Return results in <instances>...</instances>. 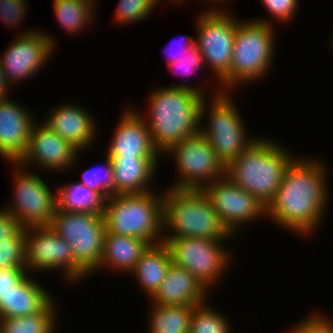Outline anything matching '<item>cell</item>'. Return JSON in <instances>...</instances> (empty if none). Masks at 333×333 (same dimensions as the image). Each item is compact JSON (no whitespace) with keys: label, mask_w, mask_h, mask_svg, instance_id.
<instances>
[{"label":"cell","mask_w":333,"mask_h":333,"mask_svg":"<svg viewBox=\"0 0 333 333\" xmlns=\"http://www.w3.org/2000/svg\"><path fill=\"white\" fill-rule=\"evenodd\" d=\"M324 166L320 160L295 158L266 208V215L282 228L302 236L315 231L322 222L329 200Z\"/></svg>","instance_id":"cell-1"},{"label":"cell","mask_w":333,"mask_h":333,"mask_svg":"<svg viewBox=\"0 0 333 333\" xmlns=\"http://www.w3.org/2000/svg\"><path fill=\"white\" fill-rule=\"evenodd\" d=\"M202 87L172 85L158 88L148 97L149 119H145L153 144L160 154L184 138L200 131L207 96Z\"/></svg>","instance_id":"cell-2"},{"label":"cell","mask_w":333,"mask_h":333,"mask_svg":"<svg viewBox=\"0 0 333 333\" xmlns=\"http://www.w3.org/2000/svg\"><path fill=\"white\" fill-rule=\"evenodd\" d=\"M293 157L273 140L258 138L225 167V176L267 208Z\"/></svg>","instance_id":"cell-3"},{"label":"cell","mask_w":333,"mask_h":333,"mask_svg":"<svg viewBox=\"0 0 333 333\" xmlns=\"http://www.w3.org/2000/svg\"><path fill=\"white\" fill-rule=\"evenodd\" d=\"M163 231L169 236L225 240L234 235L223 224L202 190L169 188L163 193Z\"/></svg>","instance_id":"cell-4"},{"label":"cell","mask_w":333,"mask_h":333,"mask_svg":"<svg viewBox=\"0 0 333 333\" xmlns=\"http://www.w3.org/2000/svg\"><path fill=\"white\" fill-rule=\"evenodd\" d=\"M111 195L105 200V232L163 242V193Z\"/></svg>","instance_id":"cell-5"},{"label":"cell","mask_w":333,"mask_h":333,"mask_svg":"<svg viewBox=\"0 0 333 333\" xmlns=\"http://www.w3.org/2000/svg\"><path fill=\"white\" fill-rule=\"evenodd\" d=\"M274 29L270 21L259 18L237 22L231 70L220 82V91L230 92L240 82L257 81L268 74L275 54Z\"/></svg>","instance_id":"cell-6"},{"label":"cell","mask_w":333,"mask_h":333,"mask_svg":"<svg viewBox=\"0 0 333 333\" xmlns=\"http://www.w3.org/2000/svg\"><path fill=\"white\" fill-rule=\"evenodd\" d=\"M50 227L69 243L74 263L87 276L98 270L106 231L103 215L55 210Z\"/></svg>","instance_id":"cell-7"},{"label":"cell","mask_w":333,"mask_h":333,"mask_svg":"<svg viewBox=\"0 0 333 333\" xmlns=\"http://www.w3.org/2000/svg\"><path fill=\"white\" fill-rule=\"evenodd\" d=\"M208 124L200 123V132L208 139L219 160L226 167L239 157L258 137L247 138L239 110L229 91L214 90ZM230 95V96H229ZM212 107V108H211Z\"/></svg>","instance_id":"cell-8"},{"label":"cell","mask_w":333,"mask_h":333,"mask_svg":"<svg viewBox=\"0 0 333 333\" xmlns=\"http://www.w3.org/2000/svg\"><path fill=\"white\" fill-rule=\"evenodd\" d=\"M163 242L170 251L172 262L188 270L208 291L220 281L232 261L230 253L222 246L225 240L174 237L163 238Z\"/></svg>","instance_id":"cell-9"},{"label":"cell","mask_w":333,"mask_h":333,"mask_svg":"<svg viewBox=\"0 0 333 333\" xmlns=\"http://www.w3.org/2000/svg\"><path fill=\"white\" fill-rule=\"evenodd\" d=\"M165 154L175 155L172 157L180 174L177 184L170 188L201 190L225 176L224 164L200 131L174 144Z\"/></svg>","instance_id":"cell-10"},{"label":"cell","mask_w":333,"mask_h":333,"mask_svg":"<svg viewBox=\"0 0 333 333\" xmlns=\"http://www.w3.org/2000/svg\"><path fill=\"white\" fill-rule=\"evenodd\" d=\"M212 9L198 15L195 45L200 50L205 65H210L220 83L231 70L234 36L239 20L227 10L225 12L215 7Z\"/></svg>","instance_id":"cell-11"},{"label":"cell","mask_w":333,"mask_h":333,"mask_svg":"<svg viewBox=\"0 0 333 333\" xmlns=\"http://www.w3.org/2000/svg\"><path fill=\"white\" fill-rule=\"evenodd\" d=\"M11 164L17 170L13 174L14 197L4 209L11 212L22 227L49 226L56 210L55 193L40 175L28 172L19 162Z\"/></svg>","instance_id":"cell-12"},{"label":"cell","mask_w":333,"mask_h":333,"mask_svg":"<svg viewBox=\"0 0 333 333\" xmlns=\"http://www.w3.org/2000/svg\"><path fill=\"white\" fill-rule=\"evenodd\" d=\"M25 235V264L27 272L31 269V272L61 269L70 283L79 281L85 276L87 277L74 263V256L69 243L58 235L50 225L28 227Z\"/></svg>","instance_id":"cell-13"},{"label":"cell","mask_w":333,"mask_h":333,"mask_svg":"<svg viewBox=\"0 0 333 333\" xmlns=\"http://www.w3.org/2000/svg\"><path fill=\"white\" fill-rule=\"evenodd\" d=\"M201 190L232 234L236 235L235 232L238 231V227H241L240 225L249 223L251 220L255 221L260 216H266V207L226 176L206 185Z\"/></svg>","instance_id":"cell-14"},{"label":"cell","mask_w":333,"mask_h":333,"mask_svg":"<svg viewBox=\"0 0 333 333\" xmlns=\"http://www.w3.org/2000/svg\"><path fill=\"white\" fill-rule=\"evenodd\" d=\"M44 33V34H43ZM33 30L18 35L0 58L6 83L26 80L38 73L55 48L52 36Z\"/></svg>","instance_id":"cell-15"},{"label":"cell","mask_w":333,"mask_h":333,"mask_svg":"<svg viewBox=\"0 0 333 333\" xmlns=\"http://www.w3.org/2000/svg\"><path fill=\"white\" fill-rule=\"evenodd\" d=\"M79 152L69 141L56 134L46 124L35 122L31 129L28 149L19 163L25 168L32 163L36 168L38 165L39 168L53 172L63 171L74 167Z\"/></svg>","instance_id":"cell-16"},{"label":"cell","mask_w":333,"mask_h":333,"mask_svg":"<svg viewBox=\"0 0 333 333\" xmlns=\"http://www.w3.org/2000/svg\"><path fill=\"white\" fill-rule=\"evenodd\" d=\"M137 111L133 108L124 111L108 147V157L157 158L160 154L153 144L145 116Z\"/></svg>","instance_id":"cell-17"},{"label":"cell","mask_w":333,"mask_h":333,"mask_svg":"<svg viewBox=\"0 0 333 333\" xmlns=\"http://www.w3.org/2000/svg\"><path fill=\"white\" fill-rule=\"evenodd\" d=\"M8 98L0 99V156L11 163L25 155L35 120L26 108Z\"/></svg>","instance_id":"cell-18"},{"label":"cell","mask_w":333,"mask_h":333,"mask_svg":"<svg viewBox=\"0 0 333 333\" xmlns=\"http://www.w3.org/2000/svg\"><path fill=\"white\" fill-rule=\"evenodd\" d=\"M208 292L188 270L171 262L165 278L151 299L157 306H197L207 301Z\"/></svg>","instance_id":"cell-19"},{"label":"cell","mask_w":333,"mask_h":333,"mask_svg":"<svg viewBox=\"0 0 333 333\" xmlns=\"http://www.w3.org/2000/svg\"><path fill=\"white\" fill-rule=\"evenodd\" d=\"M42 123L56 134L69 141L79 151L86 149L95 140L96 123L93 117L81 107L73 104L56 106ZM95 124V126H94ZM95 130V131H94Z\"/></svg>","instance_id":"cell-20"},{"label":"cell","mask_w":333,"mask_h":333,"mask_svg":"<svg viewBox=\"0 0 333 333\" xmlns=\"http://www.w3.org/2000/svg\"><path fill=\"white\" fill-rule=\"evenodd\" d=\"M109 158L113 166L114 195L139 194L151 190L149 185L157 171L158 158Z\"/></svg>","instance_id":"cell-21"},{"label":"cell","mask_w":333,"mask_h":333,"mask_svg":"<svg viewBox=\"0 0 333 333\" xmlns=\"http://www.w3.org/2000/svg\"><path fill=\"white\" fill-rule=\"evenodd\" d=\"M27 273L0 299V319L41 312L53 297Z\"/></svg>","instance_id":"cell-22"},{"label":"cell","mask_w":333,"mask_h":333,"mask_svg":"<svg viewBox=\"0 0 333 333\" xmlns=\"http://www.w3.org/2000/svg\"><path fill=\"white\" fill-rule=\"evenodd\" d=\"M151 245L145 239L114 235L105 232L103 238V254L98 265V269L107 266L122 272H132L142 257V254Z\"/></svg>","instance_id":"cell-23"},{"label":"cell","mask_w":333,"mask_h":333,"mask_svg":"<svg viewBox=\"0 0 333 333\" xmlns=\"http://www.w3.org/2000/svg\"><path fill=\"white\" fill-rule=\"evenodd\" d=\"M171 262V254L165 242L151 244L131 273L136 277V282L138 281L143 291L152 297L165 278Z\"/></svg>","instance_id":"cell-24"},{"label":"cell","mask_w":333,"mask_h":333,"mask_svg":"<svg viewBox=\"0 0 333 333\" xmlns=\"http://www.w3.org/2000/svg\"><path fill=\"white\" fill-rule=\"evenodd\" d=\"M55 193L56 210L103 215L105 199L80 182L59 186Z\"/></svg>","instance_id":"cell-25"},{"label":"cell","mask_w":333,"mask_h":333,"mask_svg":"<svg viewBox=\"0 0 333 333\" xmlns=\"http://www.w3.org/2000/svg\"><path fill=\"white\" fill-rule=\"evenodd\" d=\"M154 306L150 313L149 333H190V324L195 306Z\"/></svg>","instance_id":"cell-26"},{"label":"cell","mask_w":333,"mask_h":333,"mask_svg":"<svg viewBox=\"0 0 333 333\" xmlns=\"http://www.w3.org/2000/svg\"><path fill=\"white\" fill-rule=\"evenodd\" d=\"M58 23L70 34L82 31L92 23L97 0H53ZM84 27V28H83ZM82 29V30H81Z\"/></svg>","instance_id":"cell-27"},{"label":"cell","mask_w":333,"mask_h":333,"mask_svg":"<svg viewBox=\"0 0 333 333\" xmlns=\"http://www.w3.org/2000/svg\"><path fill=\"white\" fill-rule=\"evenodd\" d=\"M52 300L41 312L0 319V333H54L56 332V305ZM55 308V309H54Z\"/></svg>","instance_id":"cell-28"},{"label":"cell","mask_w":333,"mask_h":333,"mask_svg":"<svg viewBox=\"0 0 333 333\" xmlns=\"http://www.w3.org/2000/svg\"><path fill=\"white\" fill-rule=\"evenodd\" d=\"M206 302L193 309L190 333H231L229 321Z\"/></svg>","instance_id":"cell-29"},{"label":"cell","mask_w":333,"mask_h":333,"mask_svg":"<svg viewBox=\"0 0 333 333\" xmlns=\"http://www.w3.org/2000/svg\"><path fill=\"white\" fill-rule=\"evenodd\" d=\"M103 166L91 167L82 173L80 183L98 192L105 200L114 195V174L110 158L106 154Z\"/></svg>","instance_id":"cell-30"},{"label":"cell","mask_w":333,"mask_h":333,"mask_svg":"<svg viewBox=\"0 0 333 333\" xmlns=\"http://www.w3.org/2000/svg\"><path fill=\"white\" fill-rule=\"evenodd\" d=\"M25 232L26 228L22 227L7 242H0V270L13 267H26Z\"/></svg>","instance_id":"cell-31"},{"label":"cell","mask_w":333,"mask_h":333,"mask_svg":"<svg viewBox=\"0 0 333 333\" xmlns=\"http://www.w3.org/2000/svg\"><path fill=\"white\" fill-rule=\"evenodd\" d=\"M158 3L160 0H120L113 19L123 25L145 20Z\"/></svg>","instance_id":"cell-32"},{"label":"cell","mask_w":333,"mask_h":333,"mask_svg":"<svg viewBox=\"0 0 333 333\" xmlns=\"http://www.w3.org/2000/svg\"><path fill=\"white\" fill-rule=\"evenodd\" d=\"M168 65L170 70L175 69V72L179 71L182 73H180L181 75L190 76L193 74V72H195V70L199 68L203 69L204 59L200 50L197 48L196 45H194L189 50H187L185 54L179 57L177 61Z\"/></svg>","instance_id":"cell-33"},{"label":"cell","mask_w":333,"mask_h":333,"mask_svg":"<svg viewBox=\"0 0 333 333\" xmlns=\"http://www.w3.org/2000/svg\"><path fill=\"white\" fill-rule=\"evenodd\" d=\"M299 0H261L272 18L279 22H289L297 12Z\"/></svg>","instance_id":"cell-34"},{"label":"cell","mask_w":333,"mask_h":333,"mask_svg":"<svg viewBox=\"0 0 333 333\" xmlns=\"http://www.w3.org/2000/svg\"><path fill=\"white\" fill-rule=\"evenodd\" d=\"M26 0H0V18L9 26H19L27 11Z\"/></svg>","instance_id":"cell-35"},{"label":"cell","mask_w":333,"mask_h":333,"mask_svg":"<svg viewBox=\"0 0 333 333\" xmlns=\"http://www.w3.org/2000/svg\"><path fill=\"white\" fill-rule=\"evenodd\" d=\"M329 319L314 312L288 333H333V322Z\"/></svg>","instance_id":"cell-36"},{"label":"cell","mask_w":333,"mask_h":333,"mask_svg":"<svg viewBox=\"0 0 333 333\" xmlns=\"http://www.w3.org/2000/svg\"><path fill=\"white\" fill-rule=\"evenodd\" d=\"M26 267H13L0 270V299L27 273Z\"/></svg>","instance_id":"cell-37"},{"label":"cell","mask_w":333,"mask_h":333,"mask_svg":"<svg viewBox=\"0 0 333 333\" xmlns=\"http://www.w3.org/2000/svg\"><path fill=\"white\" fill-rule=\"evenodd\" d=\"M0 210V242H7L22 226L11 212L4 208Z\"/></svg>","instance_id":"cell-38"},{"label":"cell","mask_w":333,"mask_h":333,"mask_svg":"<svg viewBox=\"0 0 333 333\" xmlns=\"http://www.w3.org/2000/svg\"><path fill=\"white\" fill-rule=\"evenodd\" d=\"M182 40H187L186 42H184L183 43V46H182V44H181V46H180V49H178L177 51L175 50V52L174 53H172L171 52V54H170V57H169V55L167 56L168 58H167V60H168V64H171V63H173V62H175V61H177L178 60V58L179 57H181L183 54H185L186 52H187V50H189L191 47H193L194 45H195V40L193 39V37H188V36H184V38H183V36H182V39H180V42H182ZM174 43V42H173ZM170 47V48H169ZM182 48V49H181ZM167 50H169V49H171L172 51H173V49L171 48V45L170 46H168V48H166ZM170 50V51H171ZM165 53V52H164ZM167 53V52H166ZM165 53V54H166Z\"/></svg>","instance_id":"cell-39"},{"label":"cell","mask_w":333,"mask_h":333,"mask_svg":"<svg viewBox=\"0 0 333 333\" xmlns=\"http://www.w3.org/2000/svg\"><path fill=\"white\" fill-rule=\"evenodd\" d=\"M8 87H9V85L6 83V79L4 77V73H3V70H2L1 64H0V99L9 97L7 94L9 91Z\"/></svg>","instance_id":"cell-40"},{"label":"cell","mask_w":333,"mask_h":333,"mask_svg":"<svg viewBox=\"0 0 333 333\" xmlns=\"http://www.w3.org/2000/svg\"><path fill=\"white\" fill-rule=\"evenodd\" d=\"M185 1V0H184ZM207 1V0H206ZM212 1V2H211ZM214 1V2H213ZM222 1H225V0H208V2H211V3H220ZM228 1V0H227Z\"/></svg>","instance_id":"cell-41"},{"label":"cell","mask_w":333,"mask_h":333,"mask_svg":"<svg viewBox=\"0 0 333 333\" xmlns=\"http://www.w3.org/2000/svg\"><path fill=\"white\" fill-rule=\"evenodd\" d=\"M184 2L183 0H174V2L177 4L178 2Z\"/></svg>","instance_id":"cell-42"}]
</instances>
